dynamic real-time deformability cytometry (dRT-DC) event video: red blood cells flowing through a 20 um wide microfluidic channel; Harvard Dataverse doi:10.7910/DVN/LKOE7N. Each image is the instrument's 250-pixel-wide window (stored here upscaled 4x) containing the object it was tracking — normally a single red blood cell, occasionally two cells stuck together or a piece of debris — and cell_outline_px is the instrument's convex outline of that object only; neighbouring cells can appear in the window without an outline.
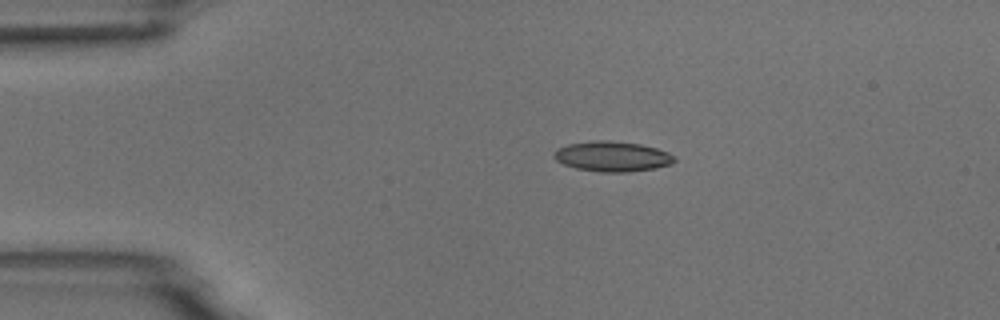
{"species": "common noctule bat (a hibernating species)", "species_latin": "Nyctalus noctula", "temperature_condition": "room temperature", "stored_images_in_passage": 4, "camera_frame_rate_fps": 3000, "um_per_image_px": 0.085, "animal": {"sex": "male", "body_mass_g": 18.8}, "frame": {"image": 1, "passage_image": 1, "time_ms": 0.0, "image_size_px": [1000, 320], "cell_outline_px": [[676, 160], [672, 164], [656, 168], [628, 172], [600, 172], [576, 168], [564, 164], [556, 160], [552, 156], [556, 148], [568, 144], [596, 140], [608, 140], [640, 144], [656, 148], [668, 152], [676, 156]], "centroid_in_image_um": [52.06, 13.29], "position_along_channel_um": 32.9, "area_um2": 21.33}}
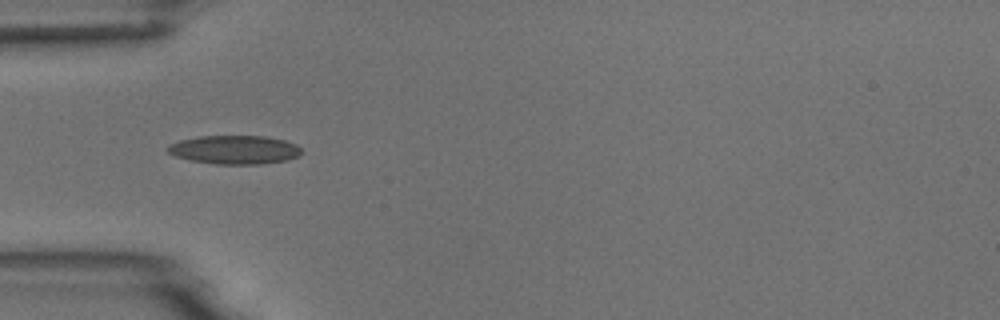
{"frame": {"image": 2, "passage_image": 3, "time_ms": 2.0, "image_size_px": [1000, 320], "cell_outline_px": [[304, 152], [300, 156], [288, 160], [260, 164], [216, 164], [192, 160], [176, 156], [168, 152], [164, 148], [168, 144], [180, 140], [200, 136], [264, 136], [284, 140], [296, 144]], "centroid_in_image_um": [19.96, 12.72], "position_along_channel_um": 65.0, "area_um2": 22.48}}